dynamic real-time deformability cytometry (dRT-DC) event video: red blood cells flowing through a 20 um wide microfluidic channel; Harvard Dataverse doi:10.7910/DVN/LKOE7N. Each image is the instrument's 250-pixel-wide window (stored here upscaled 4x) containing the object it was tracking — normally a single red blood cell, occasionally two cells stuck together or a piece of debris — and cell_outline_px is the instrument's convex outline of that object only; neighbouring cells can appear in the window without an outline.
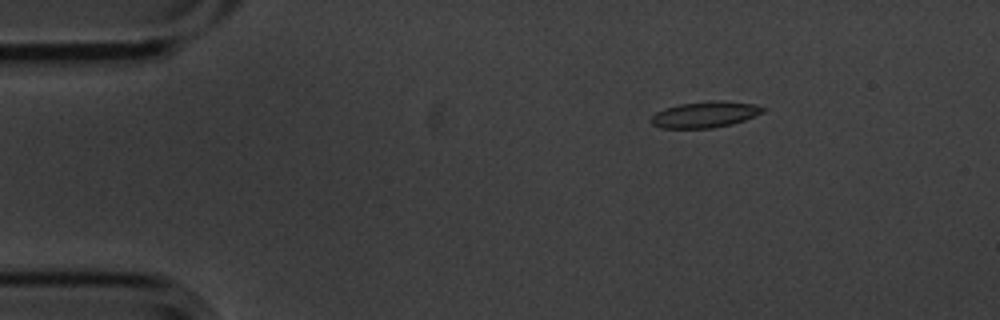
{"species": "common noctule bat (a hibernating species)", "species_latin": "Nyctalus noctula", "temperature_condition": "cold", "stored_images_in_passage": 3, "camera_frame_rate_fps": 3000, "um_per_image_px": 0.085, "animal": {"sex": "male", "body_mass_g": 20.1, "forearm_length_mm": 53.5}, "frame": {"image": 1, "passage_image": 1, "time_ms": 0.0, "image_size_px": [1000, 320], "cell_outline_px": [[764, 112], [744, 120], [732, 124], [712, 128], [660, 128], [652, 124], [648, 120], [656, 112], [664, 108], [680, 104], [712, 100], [720, 100], [756, 104], [764, 108]], "centroid_in_image_um": [59.9, 9.73], "position_along_channel_um": 25.1, "area_um2": 17.11}}